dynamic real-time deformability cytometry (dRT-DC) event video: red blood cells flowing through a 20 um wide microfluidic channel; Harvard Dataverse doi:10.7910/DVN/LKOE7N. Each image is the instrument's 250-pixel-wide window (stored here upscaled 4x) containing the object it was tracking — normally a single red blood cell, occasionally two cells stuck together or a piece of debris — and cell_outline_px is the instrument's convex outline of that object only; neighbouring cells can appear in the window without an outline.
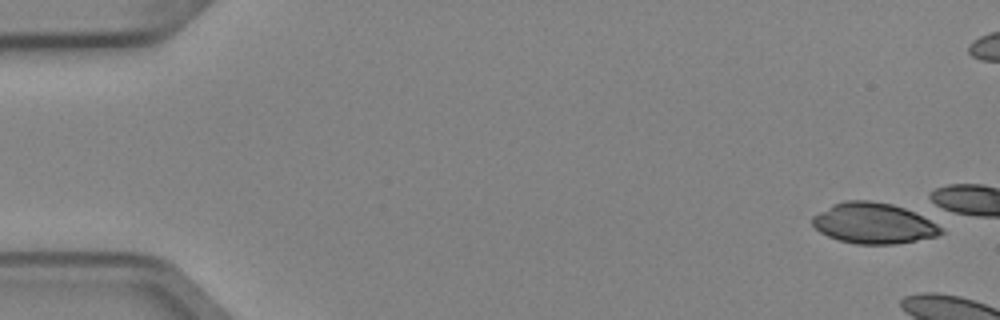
{"species": "Egyptian fruit bat (a non-hibernating species)", "species_latin": "Rousettus aegyptiacus", "temperature_condition": "cold", "stored_images_in_passage": 3, "camera_frame_rate_fps": 3000, "um_per_image_px": 0.085, "animal": {"sex": "female"}, "frame": {"image": 1, "passage_image": 1, "time_ms": 0.0, "image_size_px": [1000, 320], "cell_outline_px": [[944, 232], [936, 236], [896, 244], [856, 244], [840, 240], [828, 236], [820, 232], [812, 224], [812, 216], [832, 204], [844, 200], [872, 200], [892, 204], [904, 208], [944, 228]], "centroid_in_image_um": [74.21, 18.97], "position_along_channel_um": 10.8, "area_um2": 30.35}}